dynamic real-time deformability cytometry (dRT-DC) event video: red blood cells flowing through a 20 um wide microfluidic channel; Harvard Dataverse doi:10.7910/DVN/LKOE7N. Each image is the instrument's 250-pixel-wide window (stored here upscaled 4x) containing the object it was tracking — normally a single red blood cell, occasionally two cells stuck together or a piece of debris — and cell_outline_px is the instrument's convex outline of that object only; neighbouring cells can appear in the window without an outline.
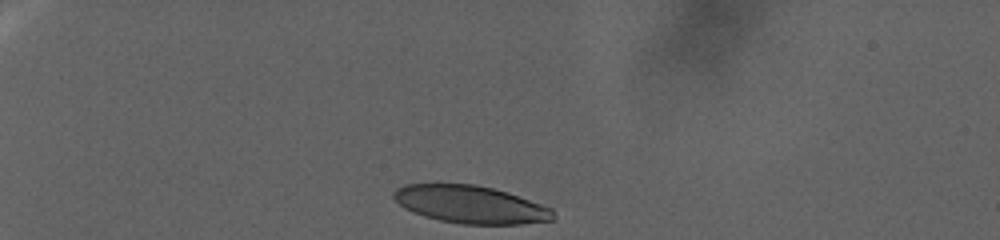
{"species": "human", "species_latin": "Homo sapiens", "temperature_condition": "warm", "stored_images_in_passage": 73, "camera_frame_rate_fps": 3000, "um_per_image_px": 0.085, "donor": {"sex": "female"}, "frame": {"image": 1, "passage_image": 1, "time_ms": 0.0, "image_size_px": [1000, 240], "cell_outline_px": [[556, 216], [552, 220], [520, 224], [460, 224], [440, 220], [424, 216], [412, 212], [404, 208], [392, 196], [392, 192], [396, 188], [404, 184], [476, 184], [508, 192], [552, 208]], "centroid_in_image_um": [39.98, 17.38], "position_along_channel_um": 45.0, "area_um2": 35.08}}
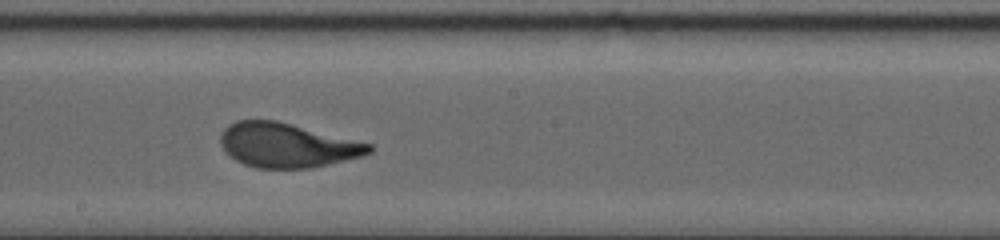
{"frame": {"image": 2, "passage_image": 40, "time_ms": 13.0, "image_size_px": [1000, 240], "cell_outline_px": [[372, 152], [364, 156], [308, 168], [256, 168], [244, 164], [236, 160], [220, 144], [220, 136], [224, 128], [228, 124], [236, 120], [276, 120], [372, 144]], "centroid_in_image_um": [24.4, 12.34], "position_along_channel_um": 223.8, "area_um2": 38.15}}
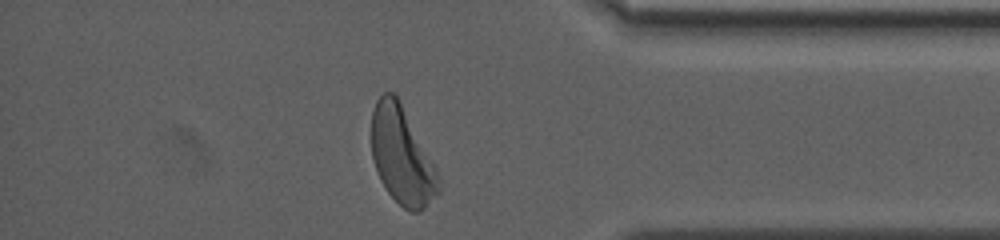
{"frame": {"image": 3, "passage_image": 70, "time_ms": 23.0, "image_size_px": [1000, 240], "cell_outline_px": [[440, 192], [420, 212], [412, 212], [404, 208], [388, 192], [380, 180], [372, 156], [372, 112], [376, 100], [384, 92], [392, 92], [396, 96], [436, 168], [440, 176]], "centroid_in_image_um": [34.17, 13.29], "position_along_channel_um": 401.0, "area_um2": 37.4}}